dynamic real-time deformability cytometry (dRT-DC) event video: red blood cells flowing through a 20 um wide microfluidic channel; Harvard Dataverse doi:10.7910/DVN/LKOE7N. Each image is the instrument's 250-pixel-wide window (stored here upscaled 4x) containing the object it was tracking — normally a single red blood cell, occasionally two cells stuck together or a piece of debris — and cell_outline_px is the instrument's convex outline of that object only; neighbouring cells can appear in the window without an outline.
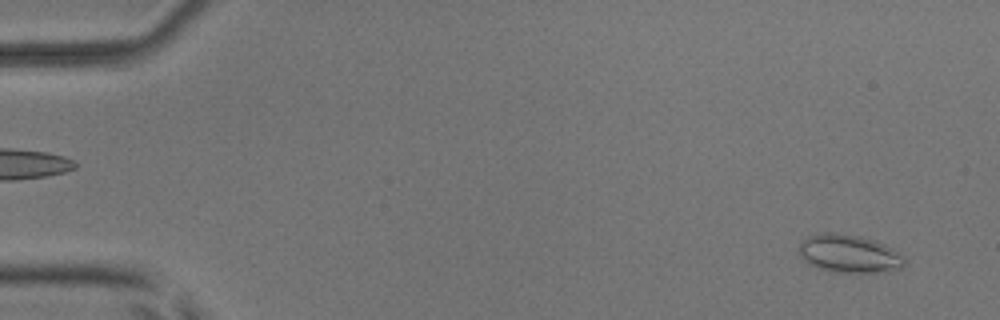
{"species": "common noctule bat (a hibernating species)", "species_latin": "Nyctalus noctula", "temperature_condition": "room temperature", "stored_images_in_passage": 5, "camera_frame_rate_fps": 3000, "um_per_image_px": 0.085, "animal": {"sex": "male", "body_mass_g": 17.9, "forearm_length_mm": 54.2}, "frame": {"image": 1, "passage_image": 5, "time_ms": 4.667, "image_size_px": [1000, 320], "cell_outline_px": [[904, 264], [900, 268], [888, 272], [836, 272], [820, 268], [808, 264], [800, 256], [800, 240], [808, 236], [824, 232], [840, 232], [860, 236], [876, 240], [892, 248], [904, 256]], "centroid_in_image_um": [72.17, 21.55], "position_along_channel_um": 12.8, "area_um2": 23.58}}